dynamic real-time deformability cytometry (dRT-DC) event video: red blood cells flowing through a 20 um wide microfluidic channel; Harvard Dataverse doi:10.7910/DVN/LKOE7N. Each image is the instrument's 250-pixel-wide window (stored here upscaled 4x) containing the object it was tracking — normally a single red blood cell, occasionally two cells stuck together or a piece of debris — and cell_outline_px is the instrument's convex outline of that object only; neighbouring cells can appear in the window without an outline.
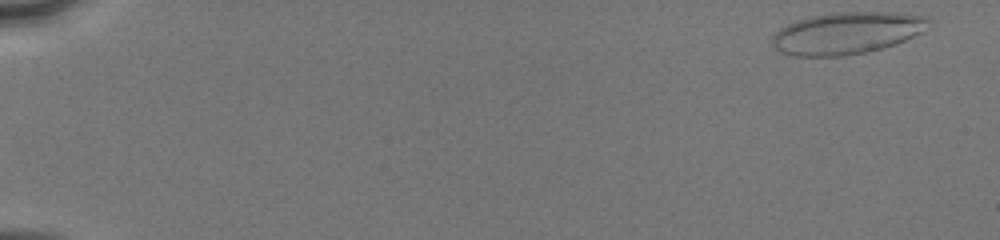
{"species": "human", "species_latin": "Homo sapiens", "temperature_condition": "cold", "stored_images_in_passage": 49, "camera_frame_rate_fps": 3000, "um_per_image_px": 0.085, "donor": {"sex": "male"}, "frame": {"image": 1, "passage_image": 1, "time_ms": 0.0, "image_size_px": [1000, 240], "cell_outline_px": [[932, 24], [924, 32], [896, 44], [884, 48], [864, 52], [840, 56], [792, 56], [780, 52], [772, 44], [772, 36], [780, 28], [796, 20], [808, 16], [832, 12], [900, 12], [924, 16], [932, 20]], "centroid_in_image_um": [72.03, 2.8], "position_along_channel_um": 13.0, "area_um2": 38.78}}
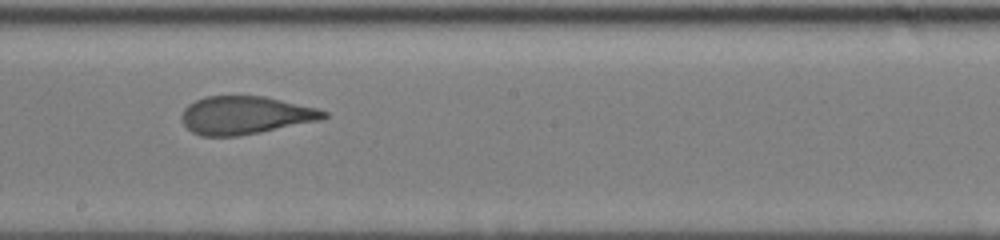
{"frame": {"image": 2, "passage_image": 29, "time_ms": 9.333, "image_size_px": [1000, 240], "cell_outline_px": [[328, 116], [320, 120], [240, 136], [200, 136], [192, 132], [184, 124], [180, 116], [184, 108], [188, 104], [204, 96], [264, 96], [316, 108], [328, 112]], "centroid_in_image_um": [20.81, 9.79], "position_along_channel_um": 227.4, "area_um2": 31.39}}
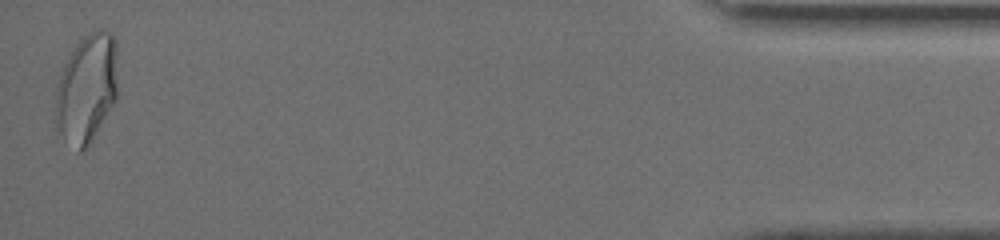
{"frame": {"image": 3, "passage_image": 49, "time_ms": 16.0, "image_size_px": [1000, 240], "cell_outline_px": [[116, 100], [92, 140], [80, 152], [76, 152], [56, 136], [56, 84], [64, 64], [76, 44], [84, 36], [100, 28], [104, 28], [112, 32], [116, 40]], "centroid_in_image_um": [7.34, 7.56], "position_along_channel_um": 427.9, "area_um2": 40.11}, "authors_computed_cell_mechanics": {"area_um2": 34.102, "velocity_mm_per_s": 4.1235, "shape_relaxation_time_tau1_ms": 8.0841, "shape_relaxation_time_tau2_ms": 0.7622, "deformation_change_tau1": 0.2641, "deformation_change_tau2": 0.0822}}